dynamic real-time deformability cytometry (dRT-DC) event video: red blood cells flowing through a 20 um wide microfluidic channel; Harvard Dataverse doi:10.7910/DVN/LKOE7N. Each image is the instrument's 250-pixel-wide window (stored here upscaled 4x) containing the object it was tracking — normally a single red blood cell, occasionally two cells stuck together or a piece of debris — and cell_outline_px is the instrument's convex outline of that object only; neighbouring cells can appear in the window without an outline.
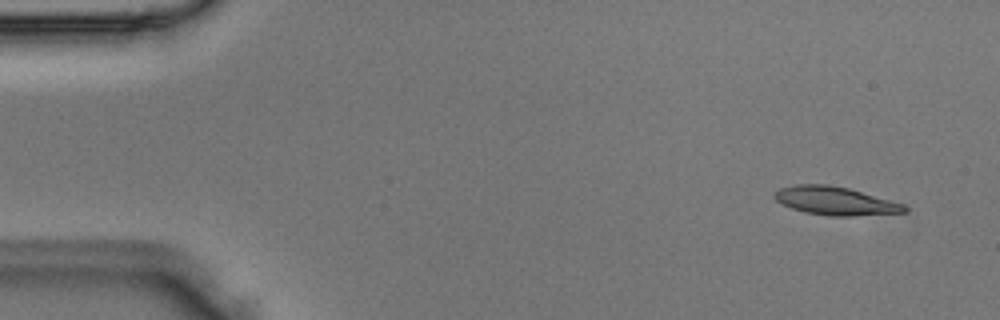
{"species": "Egyptian fruit bat (a non-hibernating species)", "species_latin": "Rousettus aegyptiacus", "temperature_condition": "room temperature", "stored_images_in_passage": 5, "camera_frame_rate_fps": 3000, "um_per_image_px": 0.085, "animal": {"sex": "male"}, "frame": {"image": 1, "passage_image": 1, "time_ms": 0.0, "image_size_px": [1000, 320], "cell_outline_px": [[908, 212], [852, 216], [828, 216], [804, 212], [780, 204], [772, 196], [780, 188], [796, 184], [828, 184], [848, 188], [904, 204], [908, 208]], "centroid_in_image_um": [70.98, 17.08], "position_along_channel_um": 14.0, "area_um2": 21.5}}